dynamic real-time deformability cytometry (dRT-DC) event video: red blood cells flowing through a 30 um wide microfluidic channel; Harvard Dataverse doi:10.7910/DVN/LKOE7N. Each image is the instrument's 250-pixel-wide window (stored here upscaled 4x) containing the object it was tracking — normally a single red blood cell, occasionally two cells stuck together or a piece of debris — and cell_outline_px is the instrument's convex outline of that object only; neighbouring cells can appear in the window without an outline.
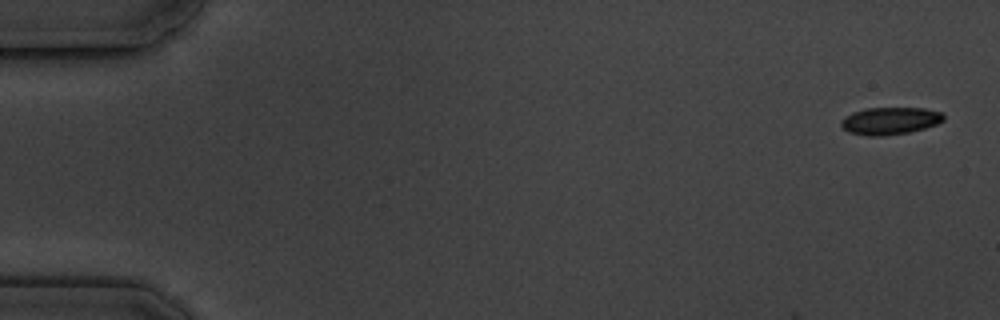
{"species": "common noctule bat (a hibernating species)", "species_latin": "Nyctalus noctula", "temperature_condition": "cold", "stored_images_in_passage": 9, "camera_frame_rate_fps": 3000, "um_per_image_px": 0.085, "animal": {"sex": "male", "body_mass_g": 19.5, "forearm_length_mm": 54.6}, "frame": {"image": 1, "passage_image": 1, "time_ms": 0.0, "image_size_px": [1000, 320], "cell_outline_px": [[944, 120], [936, 124], [924, 128], [908, 132], [884, 136], [868, 136], [848, 132], [840, 124], [840, 120], [852, 112], [864, 108], [924, 108], [940, 112], [944, 116]], "centroid_in_image_um": [75.62, 10.27], "position_along_channel_um": 9.4, "area_um2": 16.3}}